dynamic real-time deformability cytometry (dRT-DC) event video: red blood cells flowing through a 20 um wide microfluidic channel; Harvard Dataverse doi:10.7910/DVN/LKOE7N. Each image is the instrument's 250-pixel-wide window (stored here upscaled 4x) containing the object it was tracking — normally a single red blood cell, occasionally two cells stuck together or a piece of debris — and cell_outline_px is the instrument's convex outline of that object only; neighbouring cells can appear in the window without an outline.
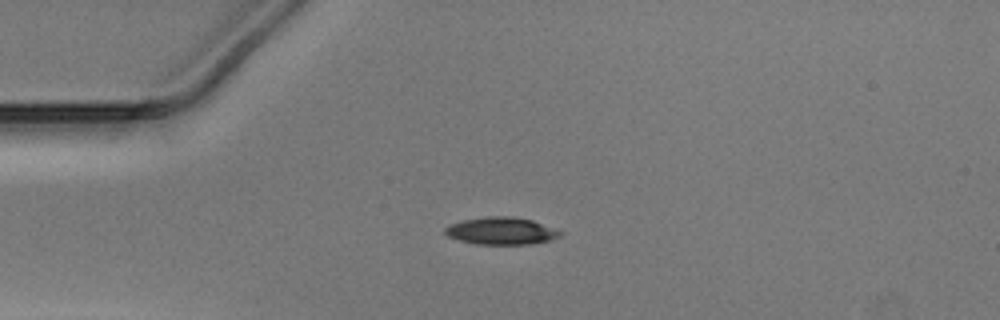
{"species": "Egyptian fruit bat (a non-hibernating species)", "species_latin": "Rousettus aegyptiacus", "temperature_condition": "warm", "stored_images_in_passage": 39, "camera_frame_rate_fps": 3000, "um_per_image_px": 0.085, "animal": {"sex": "male"}, "frame": {"image": 1, "passage_image": 1, "time_ms": 0.0, "image_size_px": [1000, 320], "cell_outline_px": [[564, 232], [560, 236], [548, 240], [532, 244], [476, 244], [460, 240], [448, 236], [444, 232], [444, 228], [448, 224], [460, 220], [484, 216], [512, 216], [532, 220]], "centroid_in_image_um": [42.57, 19.61], "position_along_channel_um": 42.4, "area_um2": 18.44}}
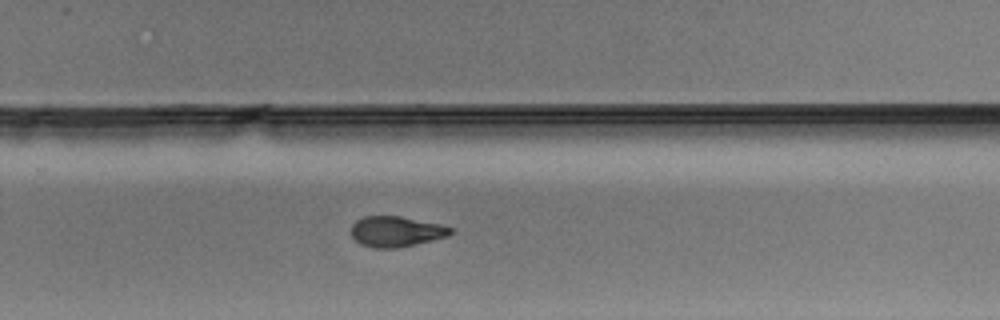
{"frame": {"image": 2, "passage_image": 22, "time_ms": 7.0, "image_size_px": [1000, 320], "cell_outline_px": [[452, 232], [448, 236], [400, 248], [376, 248], [360, 244], [352, 236], [352, 224], [356, 220], [364, 216], [400, 216], [440, 224], [452, 228]], "centroid_in_image_um": [33.66, 19.68], "position_along_channel_um": 296.1, "area_um2": 17.63}}
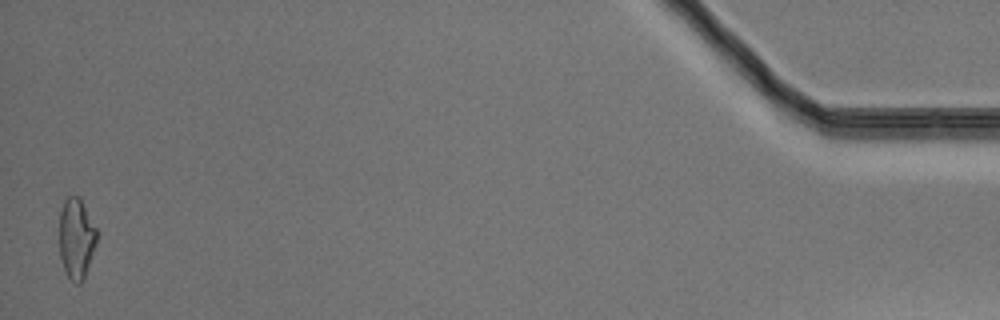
{"frame": {"image": 3, "passage_image": 39, "time_ms": 12.667, "image_size_px": [1000, 320], "cell_outline_px": [[96, 244], [84, 280], [80, 284], [76, 284], [68, 276], [60, 260], [60, 212], [64, 200], [68, 196], [80, 196], [96, 228]], "centroid_in_image_um": [6.49, 20.27], "position_along_channel_um": 428.7, "area_um2": 17.57}}